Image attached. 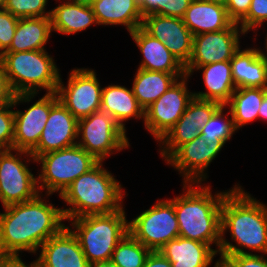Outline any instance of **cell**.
<instances>
[{
    "instance_id": "6da1fadb",
    "label": "cell",
    "mask_w": 267,
    "mask_h": 267,
    "mask_svg": "<svg viewBox=\"0 0 267 267\" xmlns=\"http://www.w3.org/2000/svg\"><path fill=\"white\" fill-rule=\"evenodd\" d=\"M42 195L3 207L5 212L0 213V257L20 256L22 251L35 254L43 243L66 226L62 208L49 201L48 204Z\"/></svg>"
},
{
    "instance_id": "7a4b0ae2",
    "label": "cell",
    "mask_w": 267,
    "mask_h": 267,
    "mask_svg": "<svg viewBox=\"0 0 267 267\" xmlns=\"http://www.w3.org/2000/svg\"><path fill=\"white\" fill-rule=\"evenodd\" d=\"M239 184L225 195L221 205V243L218 253L267 255V206L245 192ZM231 234L233 245L225 232ZM241 247V248H240ZM249 248V249H248ZM245 249V250H244Z\"/></svg>"
},
{
    "instance_id": "3957f363",
    "label": "cell",
    "mask_w": 267,
    "mask_h": 267,
    "mask_svg": "<svg viewBox=\"0 0 267 267\" xmlns=\"http://www.w3.org/2000/svg\"><path fill=\"white\" fill-rule=\"evenodd\" d=\"M183 185L182 194L174 198L179 236L210 246L215 244L218 253L221 243V205L231 189L217 192L213 196L210 185L202 184V186L201 183H183Z\"/></svg>"
},
{
    "instance_id": "277c9868",
    "label": "cell",
    "mask_w": 267,
    "mask_h": 267,
    "mask_svg": "<svg viewBox=\"0 0 267 267\" xmlns=\"http://www.w3.org/2000/svg\"><path fill=\"white\" fill-rule=\"evenodd\" d=\"M103 162L75 179L59 196L69 208H62L65 220L86 215L108 214L123 208V191Z\"/></svg>"
},
{
    "instance_id": "5b68a950",
    "label": "cell",
    "mask_w": 267,
    "mask_h": 267,
    "mask_svg": "<svg viewBox=\"0 0 267 267\" xmlns=\"http://www.w3.org/2000/svg\"><path fill=\"white\" fill-rule=\"evenodd\" d=\"M0 63L5 69L13 93L38 94L40 89L55 93L59 84L60 69L46 49L4 52Z\"/></svg>"
},
{
    "instance_id": "8992f818",
    "label": "cell",
    "mask_w": 267,
    "mask_h": 267,
    "mask_svg": "<svg viewBox=\"0 0 267 267\" xmlns=\"http://www.w3.org/2000/svg\"><path fill=\"white\" fill-rule=\"evenodd\" d=\"M124 207L108 214L69 219L67 226L76 236L90 264L109 261L118 243L129 232ZM72 228V229H71Z\"/></svg>"
},
{
    "instance_id": "52a82bcc",
    "label": "cell",
    "mask_w": 267,
    "mask_h": 267,
    "mask_svg": "<svg viewBox=\"0 0 267 267\" xmlns=\"http://www.w3.org/2000/svg\"><path fill=\"white\" fill-rule=\"evenodd\" d=\"M41 173L37 176L38 188L46 196L58 192L59 196L79 176L95 167L99 161L85 149L76 145L40 155Z\"/></svg>"
},
{
    "instance_id": "ba28073f",
    "label": "cell",
    "mask_w": 267,
    "mask_h": 267,
    "mask_svg": "<svg viewBox=\"0 0 267 267\" xmlns=\"http://www.w3.org/2000/svg\"><path fill=\"white\" fill-rule=\"evenodd\" d=\"M77 137V145L99 162L130 146L126 131L102 110L78 120Z\"/></svg>"
},
{
    "instance_id": "9c48e42d",
    "label": "cell",
    "mask_w": 267,
    "mask_h": 267,
    "mask_svg": "<svg viewBox=\"0 0 267 267\" xmlns=\"http://www.w3.org/2000/svg\"><path fill=\"white\" fill-rule=\"evenodd\" d=\"M22 155L25 159L30 158L25 160ZM32 160L36 162L30 152L17 149L0 151V201L3 207L30 201L41 194L38 178L26 165Z\"/></svg>"
},
{
    "instance_id": "30bf717a",
    "label": "cell",
    "mask_w": 267,
    "mask_h": 267,
    "mask_svg": "<svg viewBox=\"0 0 267 267\" xmlns=\"http://www.w3.org/2000/svg\"><path fill=\"white\" fill-rule=\"evenodd\" d=\"M157 201L128 222L129 233L151 251H159L166 243L179 236L174 198Z\"/></svg>"
},
{
    "instance_id": "8fae6325",
    "label": "cell",
    "mask_w": 267,
    "mask_h": 267,
    "mask_svg": "<svg viewBox=\"0 0 267 267\" xmlns=\"http://www.w3.org/2000/svg\"><path fill=\"white\" fill-rule=\"evenodd\" d=\"M92 69L77 68L71 70L67 86L62 78L56 89L58 100L80 120L101 108L102 87Z\"/></svg>"
},
{
    "instance_id": "7c38bea8",
    "label": "cell",
    "mask_w": 267,
    "mask_h": 267,
    "mask_svg": "<svg viewBox=\"0 0 267 267\" xmlns=\"http://www.w3.org/2000/svg\"><path fill=\"white\" fill-rule=\"evenodd\" d=\"M188 75L177 79L170 88L145 110L144 127L159 142L180 119L194 93L187 87Z\"/></svg>"
},
{
    "instance_id": "4fadbf2b",
    "label": "cell",
    "mask_w": 267,
    "mask_h": 267,
    "mask_svg": "<svg viewBox=\"0 0 267 267\" xmlns=\"http://www.w3.org/2000/svg\"><path fill=\"white\" fill-rule=\"evenodd\" d=\"M245 34L238 24L232 23L224 30L194 35L192 56L185 66L186 75L190 77L200 66L231 60L240 49V35Z\"/></svg>"
},
{
    "instance_id": "5bb4252c",
    "label": "cell",
    "mask_w": 267,
    "mask_h": 267,
    "mask_svg": "<svg viewBox=\"0 0 267 267\" xmlns=\"http://www.w3.org/2000/svg\"><path fill=\"white\" fill-rule=\"evenodd\" d=\"M221 106L219 102L194 97L180 119L159 141L161 157L166 161L181 145L199 137L201 128Z\"/></svg>"
},
{
    "instance_id": "9a60e30c",
    "label": "cell",
    "mask_w": 267,
    "mask_h": 267,
    "mask_svg": "<svg viewBox=\"0 0 267 267\" xmlns=\"http://www.w3.org/2000/svg\"><path fill=\"white\" fill-rule=\"evenodd\" d=\"M223 141H215L209 145L202 136L181 145L167 160L178 174L184 179L183 183H201L206 180L208 166L215 160L221 149Z\"/></svg>"
},
{
    "instance_id": "2e32d148",
    "label": "cell",
    "mask_w": 267,
    "mask_h": 267,
    "mask_svg": "<svg viewBox=\"0 0 267 267\" xmlns=\"http://www.w3.org/2000/svg\"><path fill=\"white\" fill-rule=\"evenodd\" d=\"M141 27L165 44L167 49L186 66L192 56L194 35L181 18L149 14Z\"/></svg>"
},
{
    "instance_id": "e0dca14e",
    "label": "cell",
    "mask_w": 267,
    "mask_h": 267,
    "mask_svg": "<svg viewBox=\"0 0 267 267\" xmlns=\"http://www.w3.org/2000/svg\"><path fill=\"white\" fill-rule=\"evenodd\" d=\"M57 101L56 93H45L26 111L14 110L13 149L31 153L37 147L50 109Z\"/></svg>"
},
{
    "instance_id": "ac0fdd59",
    "label": "cell",
    "mask_w": 267,
    "mask_h": 267,
    "mask_svg": "<svg viewBox=\"0 0 267 267\" xmlns=\"http://www.w3.org/2000/svg\"><path fill=\"white\" fill-rule=\"evenodd\" d=\"M77 130L78 120L58 100L50 109L39 143L31 155L37 159L45 153L76 145Z\"/></svg>"
},
{
    "instance_id": "d6986e66",
    "label": "cell",
    "mask_w": 267,
    "mask_h": 267,
    "mask_svg": "<svg viewBox=\"0 0 267 267\" xmlns=\"http://www.w3.org/2000/svg\"><path fill=\"white\" fill-rule=\"evenodd\" d=\"M38 260L42 267H90L73 232L65 226L40 247Z\"/></svg>"
},
{
    "instance_id": "ffe728a7",
    "label": "cell",
    "mask_w": 267,
    "mask_h": 267,
    "mask_svg": "<svg viewBox=\"0 0 267 267\" xmlns=\"http://www.w3.org/2000/svg\"><path fill=\"white\" fill-rule=\"evenodd\" d=\"M129 34L143 55L140 69L186 74L185 66L167 49L165 44L148 34L141 26Z\"/></svg>"
},
{
    "instance_id": "44dd1931",
    "label": "cell",
    "mask_w": 267,
    "mask_h": 267,
    "mask_svg": "<svg viewBox=\"0 0 267 267\" xmlns=\"http://www.w3.org/2000/svg\"><path fill=\"white\" fill-rule=\"evenodd\" d=\"M230 62L236 88H267V57L260 47L240 48Z\"/></svg>"
},
{
    "instance_id": "7402d4cb",
    "label": "cell",
    "mask_w": 267,
    "mask_h": 267,
    "mask_svg": "<svg viewBox=\"0 0 267 267\" xmlns=\"http://www.w3.org/2000/svg\"><path fill=\"white\" fill-rule=\"evenodd\" d=\"M182 20L193 35L224 30L233 23L225 4L207 0H192Z\"/></svg>"
},
{
    "instance_id": "603a6c76",
    "label": "cell",
    "mask_w": 267,
    "mask_h": 267,
    "mask_svg": "<svg viewBox=\"0 0 267 267\" xmlns=\"http://www.w3.org/2000/svg\"><path fill=\"white\" fill-rule=\"evenodd\" d=\"M211 247L209 244L178 236L159 251L172 267H209L218 254L217 249Z\"/></svg>"
},
{
    "instance_id": "cb8c5ba5",
    "label": "cell",
    "mask_w": 267,
    "mask_h": 267,
    "mask_svg": "<svg viewBox=\"0 0 267 267\" xmlns=\"http://www.w3.org/2000/svg\"><path fill=\"white\" fill-rule=\"evenodd\" d=\"M90 6L98 25H123L129 33L142 25L143 16L135 0H94Z\"/></svg>"
},
{
    "instance_id": "d4e9b609",
    "label": "cell",
    "mask_w": 267,
    "mask_h": 267,
    "mask_svg": "<svg viewBox=\"0 0 267 267\" xmlns=\"http://www.w3.org/2000/svg\"><path fill=\"white\" fill-rule=\"evenodd\" d=\"M126 131L125 122L131 118H145V111L138 103L133 90L121 85H108L102 88L101 108Z\"/></svg>"
},
{
    "instance_id": "484cf974",
    "label": "cell",
    "mask_w": 267,
    "mask_h": 267,
    "mask_svg": "<svg viewBox=\"0 0 267 267\" xmlns=\"http://www.w3.org/2000/svg\"><path fill=\"white\" fill-rule=\"evenodd\" d=\"M196 70H202L207 92H194V97L225 105L236 90L230 60L206 64Z\"/></svg>"
},
{
    "instance_id": "4316f807",
    "label": "cell",
    "mask_w": 267,
    "mask_h": 267,
    "mask_svg": "<svg viewBox=\"0 0 267 267\" xmlns=\"http://www.w3.org/2000/svg\"><path fill=\"white\" fill-rule=\"evenodd\" d=\"M52 31L60 34H76L97 24L95 14L90 5L65 0L51 10Z\"/></svg>"
},
{
    "instance_id": "83f0119b",
    "label": "cell",
    "mask_w": 267,
    "mask_h": 267,
    "mask_svg": "<svg viewBox=\"0 0 267 267\" xmlns=\"http://www.w3.org/2000/svg\"><path fill=\"white\" fill-rule=\"evenodd\" d=\"M52 32L50 17L19 18L11 45L5 52L45 49Z\"/></svg>"
},
{
    "instance_id": "f1b7e54d",
    "label": "cell",
    "mask_w": 267,
    "mask_h": 267,
    "mask_svg": "<svg viewBox=\"0 0 267 267\" xmlns=\"http://www.w3.org/2000/svg\"><path fill=\"white\" fill-rule=\"evenodd\" d=\"M186 74H171L138 68L132 90L144 111L153 104L170 86Z\"/></svg>"
},
{
    "instance_id": "f546056e",
    "label": "cell",
    "mask_w": 267,
    "mask_h": 267,
    "mask_svg": "<svg viewBox=\"0 0 267 267\" xmlns=\"http://www.w3.org/2000/svg\"><path fill=\"white\" fill-rule=\"evenodd\" d=\"M266 92L267 88H236L225 104L229 106L236 130L258 119V110Z\"/></svg>"
},
{
    "instance_id": "4dcf8cb0",
    "label": "cell",
    "mask_w": 267,
    "mask_h": 267,
    "mask_svg": "<svg viewBox=\"0 0 267 267\" xmlns=\"http://www.w3.org/2000/svg\"><path fill=\"white\" fill-rule=\"evenodd\" d=\"M150 253V249L128 232L116 246L110 260L117 267H143Z\"/></svg>"
},
{
    "instance_id": "1f68e13d",
    "label": "cell",
    "mask_w": 267,
    "mask_h": 267,
    "mask_svg": "<svg viewBox=\"0 0 267 267\" xmlns=\"http://www.w3.org/2000/svg\"><path fill=\"white\" fill-rule=\"evenodd\" d=\"M225 107V105H222L200 130V136L205 139L208 145L212 143V141H223L226 144L235 131L237 132L230 110L227 114H223ZM228 115H230L231 118H229Z\"/></svg>"
},
{
    "instance_id": "d6a6232c",
    "label": "cell",
    "mask_w": 267,
    "mask_h": 267,
    "mask_svg": "<svg viewBox=\"0 0 267 267\" xmlns=\"http://www.w3.org/2000/svg\"><path fill=\"white\" fill-rule=\"evenodd\" d=\"M37 94H16L13 102L0 106V151L13 149L14 109L19 103H28Z\"/></svg>"
},
{
    "instance_id": "836d02e7",
    "label": "cell",
    "mask_w": 267,
    "mask_h": 267,
    "mask_svg": "<svg viewBox=\"0 0 267 267\" xmlns=\"http://www.w3.org/2000/svg\"><path fill=\"white\" fill-rule=\"evenodd\" d=\"M47 4L48 0H6L3 8L17 18L50 17Z\"/></svg>"
},
{
    "instance_id": "e575fe53",
    "label": "cell",
    "mask_w": 267,
    "mask_h": 267,
    "mask_svg": "<svg viewBox=\"0 0 267 267\" xmlns=\"http://www.w3.org/2000/svg\"><path fill=\"white\" fill-rule=\"evenodd\" d=\"M267 22V0H252L247 16L238 24L247 34ZM256 28V29H255Z\"/></svg>"
},
{
    "instance_id": "d590c367",
    "label": "cell",
    "mask_w": 267,
    "mask_h": 267,
    "mask_svg": "<svg viewBox=\"0 0 267 267\" xmlns=\"http://www.w3.org/2000/svg\"><path fill=\"white\" fill-rule=\"evenodd\" d=\"M19 18L0 9V56L10 47Z\"/></svg>"
},
{
    "instance_id": "8d00e7d4",
    "label": "cell",
    "mask_w": 267,
    "mask_h": 267,
    "mask_svg": "<svg viewBox=\"0 0 267 267\" xmlns=\"http://www.w3.org/2000/svg\"><path fill=\"white\" fill-rule=\"evenodd\" d=\"M252 0H227L225 3L229 19L239 24L246 16Z\"/></svg>"
},
{
    "instance_id": "74e56055",
    "label": "cell",
    "mask_w": 267,
    "mask_h": 267,
    "mask_svg": "<svg viewBox=\"0 0 267 267\" xmlns=\"http://www.w3.org/2000/svg\"><path fill=\"white\" fill-rule=\"evenodd\" d=\"M235 263L236 267H267L265 254H237L228 255Z\"/></svg>"
},
{
    "instance_id": "f35d334b",
    "label": "cell",
    "mask_w": 267,
    "mask_h": 267,
    "mask_svg": "<svg viewBox=\"0 0 267 267\" xmlns=\"http://www.w3.org/2000/svg\"><path fill=\"white\" fill-rule=\"evenodd\" d=\"M191 1L192 0H164V8L158 14L182 19Z\"/></svg>"
},
{
    "instance_id": "ab89813d",
    "label": "cell",
    "mask_w": 267,
    "mask_h": 267,
    "mask_svg": "<svg viewBox=\"0 0 267 267\" xmlns=\"http://www.w3.org/2000/svg\"><path fill=\"white\" fill-rule=\"evenodd\" d=\"M14 95L7 80L5 69L0 63V106L13 102Z\"/></svg>"
},
{
    "instance_id": "60d3db41",
    "label": "cell",
    "mask_w": 267,
    "mask_h": 267,
    "mask_svg": "<svg viewBox=\"0 0 267 267\" xmlns=\"http://www.w3.org/2000/svg\"><path fill=\"white\" fill-rule=\"evenodd\" d=\"M0 267H42L38 258L30 264L24 263L20 256L0 257Z\"/></svg>"
},
{
    "instance_id": "b9f144b4",
    "label": "cell",
    "mask_w": 267,
    "mask_h": 267,
    "mask_svg": "<svg viewBox=\"0 0 267 267\" xmlns=\"http://www.w3.org/2000/svg\"><path fill=\"white\" fill-rule=\"evenodd\" d=\"M139 7L143 17L158 14L164 8V0H142Z\"/></svg>"
},
{
    "instance_id": "7bdbcfd3",
    "label": "cell",
    "mask_w": 267,
    "mask_h": 267,
    "mask_svg": "<svg viewBox=\"0 0 267 267\" xmlns=\"http://www.w3.org/2000/svg\"><path fill=\"white\" fill-rule=\"evenodd\" d=\"M143 267H172V265L160 251H151Z\"/></svg>"
},
{
    "instance_id": "ee69618b",
    "label": "cell",
    "mask_w": 267,
    "mask_h": 267,
    "mask_svg": "<svg viewBox=\"0 0 267 267\" xmlns=\"http://www.w3.org/2000/svg\"><path fill=\"white\" fill-rule=\"evenodd\" d=\"M220 254V259L214 264V267H236V263L226 254Z\"/></svg>"
},
{
    "instance_id": "f6af8a7d",
    "label": "cell",
    "mask_w": 267,
    "mask_h": 267,
    "mask_svg": "<svg viewBox=\"0 0 267 267\" xmlns=\"http://www.w3.org/2000/svg\"><path fill=\"white\" fill-rule=\"evenodd\" d=\"M258 119L267 121V92L265 93L262 104L258 110Z\"/></svg>"
},
{
    "instance_id": "bcb514c9",
    "label": "cell",
    "mask_w": 267,
    "mask_h": 267,
    "mask_svg": "<svg viewBox=\"0 0 267 267\" xmlns=\"http://www.w3.org/2000/svg\"><path fill=\"white\" fill-rule=\"evenodd\" d=\"M90 267H117L111 260L90 264Z\"/></svg>"
},
{
    "instance_id": "7dc6e473",
    "label": "cell",
    "mask_w": 267,
    "mask_h": 267,
    "mask_svg": "<svg viewBox=\"0 0 267 267\" xmlns=\"http://www.w3.org/2000/svg\"><path fill=\"white\" fill-rule=\"evenodd\" d=\"M67 1H70V2H78V3L90 5L94 0H67Z\"/></svg>"
},
{
    "instance_id": "c3c4849f",
    "label": "cell",
    "mask_w": 267,
    "mask_h": 267,
    "mask_svg": "<svg viewBox=\"0 0 267 267\" xmlns=\"http://www.w3.org/2000/svg\"><path fill=\"white\" fill-rule=\"evenodd\" d=\"M265 48H266V52H267V36H266V39H265ZM260 52L265 56V57H267V53L266 52H263L262 50H261V48H260Z\"/></svg>"
},
{
    "instance_id": "681fc988",
    "label": "cell",
    "mask_w": 267,
    "mask_h": 267,
    "mask_svg": "<svg viewBox=\"0 0 267 267\" xmlns=\"http://www.w3.org/2000/svg\"><path fill=\"white\" fill-rule=\"evenodd\" d=\"M207 1L219 2V3L225 4L227 0H207Z\"/></svg>"
},
{
    "instance_id": "f907efd6",
    "label": "cell",
    "mask_w": 267,
    "mask_h": 267,
    "mask_svg": "<svg viewBox=\"0 0 267 267\" xmlns=\"http://www.w3.org/2000/svg\"><path fill=\"white\" fill-rule=\"evenodd\" d=\"M6 0H0V9H2L5 5Z\"/></svg>"
},
{
    "instance_id": "816d5d0a",
    "label": "cell",
    "mask_w": 267,
    "mask_h": 267,
    "mask_svg": "<svg viewBox=\"0 0 267 267\" xmlns=\"http://www.w3.org/2000/svg\"><path fill=\"white\" fill-rule=\"evenodd\" d=\"M139 5L141 4L142 0H135Z\"/></svg>"
}]
</instances>
